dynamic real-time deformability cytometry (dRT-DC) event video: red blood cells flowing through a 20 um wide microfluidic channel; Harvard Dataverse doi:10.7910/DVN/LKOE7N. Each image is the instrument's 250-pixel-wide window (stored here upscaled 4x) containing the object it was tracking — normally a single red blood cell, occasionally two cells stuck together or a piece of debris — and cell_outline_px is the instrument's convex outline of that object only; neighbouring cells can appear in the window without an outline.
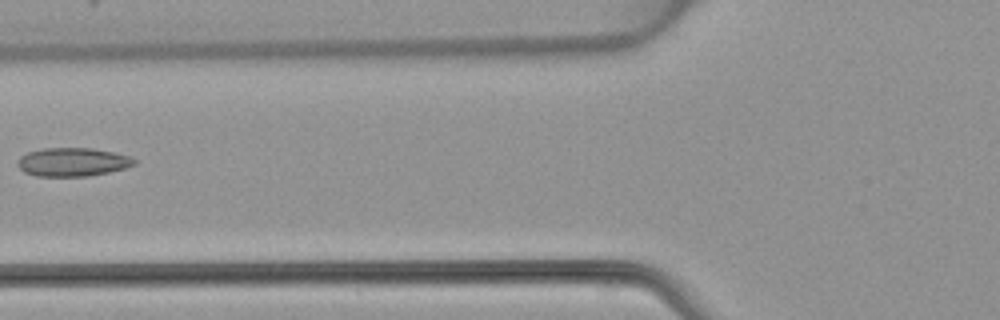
{"species": "common noctule bat (a hibernating species)", "species_latin": "Nyctalus noctula", "temperature_condition": "warm", "stored_images_in_passage": 5, "camera_frame_rate_fps": 3000, "um_per_image_px": 0.085, "animal": {"sex": "female", "body_mass_g": 22.7, "forearm_length_mm": 54.2}, "frame": {"image": 1, "passage_image": 5, "time_ms": 6.0, "image_size_px": [1000, 320], "cell_outline_px": [[136, 164], [124, 168], [108, 172], [88, 176], [36, 176], [24, 172], [16, 164], [20, 156], [28, 152], [44, 148], [92, 148], [132, 156], [136, 160]], "centroid_in_image_um": [6.17, 13.77], "position_along_channel_um": 119.6, "area_um2": 19.42}}